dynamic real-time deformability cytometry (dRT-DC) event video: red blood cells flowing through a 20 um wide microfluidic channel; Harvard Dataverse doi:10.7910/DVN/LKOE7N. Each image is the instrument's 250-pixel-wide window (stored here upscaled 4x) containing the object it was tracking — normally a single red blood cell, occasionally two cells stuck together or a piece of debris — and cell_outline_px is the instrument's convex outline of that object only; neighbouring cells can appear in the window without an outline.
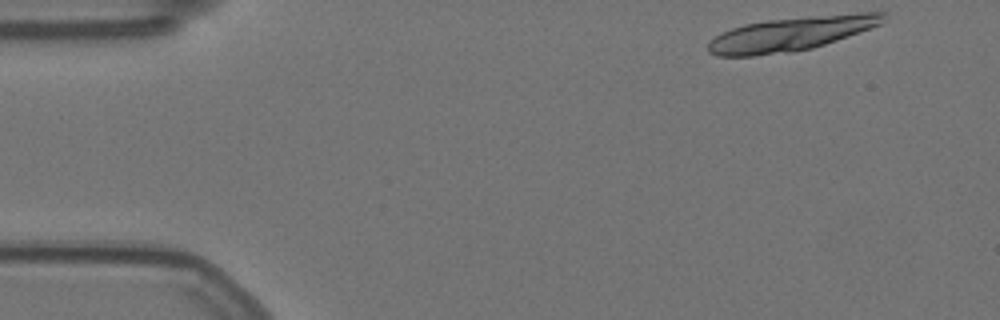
{"species": "Egyptian fruit bat (a non-hibernating species)", "species_latin": "Rousettus aegyptiacus", "temperature_condition": "warm", "stored_images_in_passage": 12, "camera_frame_rate_fps": 3000, "um_per_image_px": 0.085, "animal": {"sex": "female"}, "frame": {"image": 1, "passage_image": 1, "time_ms": 0.0, "image_size_px": [1000, 320], "cell_outline_px": [[888, 16], [880, 24], [848, 36], [812, 48], [792, 52], [752, 56], [716, 56], [708, 52], [708, 44], [716, 36], [732, 28], [744, 24], [768, 20], [808, 16], [860, 12], [884, 12]], "centroid_in_image_um": [67.24, 2.87], "position_along_channel_um": 17.8, "area_um2": 34.51}}